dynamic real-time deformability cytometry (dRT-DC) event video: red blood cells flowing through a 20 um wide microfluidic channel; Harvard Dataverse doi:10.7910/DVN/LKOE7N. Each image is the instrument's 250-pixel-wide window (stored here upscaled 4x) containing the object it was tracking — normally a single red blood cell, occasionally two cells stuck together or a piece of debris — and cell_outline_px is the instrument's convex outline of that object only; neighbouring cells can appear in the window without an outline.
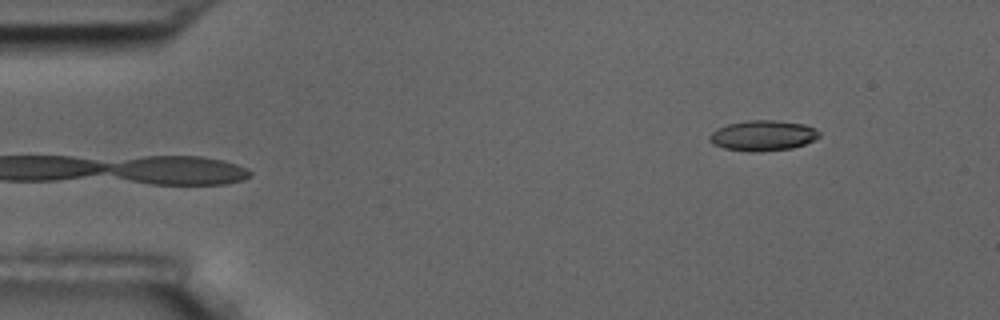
{"species": "common noctule bat (a hibernating species)", "species_latin": "Nyctalus noctula", "temperature_condition": "room temperature", "stored_images_in_passage": 6, "camera_frame_rate_fps": 3000, "um_per_image_px": 0.085, "animal": {"sex": "male", "body_mass_g": 17.5, "forearm_length_mm": 52.3}, "frame": {"image": 1, "passage_image": 6, "time_ms": 5.667, "image_size_px": [1000, 320], "cell_outline_px": [[820, 136], [804, 144], [792, 148], [752, 152], [748, 152], [724, 148], [712, 144], [708, 140], [708, 136], [716, 128], [728, 124], [748, 120], [776, 120], [804, 124], [816, 128], [820, 132]], "centroid_in_image_um": [64.82, 11.52], "position_along_channel_um": 20.2, "area_um2": 19.54}}